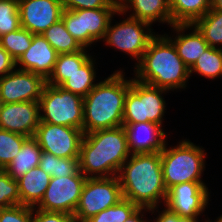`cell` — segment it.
I'll use <instances>...</instances> for the list:
<instances>
[{
  "label": "cell",
  "instance_id": "1",
  "mask_svg": "<svg viewBox=\"0 0 222 222\" xmlns=\"http://www.w3.org/2000/svg\"><path fill=\"white\" fill-rule=\"evenodd\" d=\"M122 196L138 207L148 208L152 214L158 203L166 201L161 152L131 154L117 175ZM162 199V200H161Z\"/></svg>",
  "mask_w": 222,
  "mask_h": 222
},
{
  "label": "cell",
  "instance_id": "2",
  "mask_svg": "<svg viewBox=\"0 0 222 222\" xmlns=\"http://www.w3.org/2000/svg\"><path fill=\"white\" fill-rule=\"evenodd\" d=\"M130 155L123 126L96 130L83 136L79 169L87 178L117 176Z\"/></svg>",
  "mask_w": 222,
  "mask_h": 222
},
{
  "label": "cell",
  "instance_id": "3",
  "mask_svg": "<svg viewBox=\"0 0 222 222\" xmlns=\"http://www.w3.org/2000/svg\"><path fill=\"white\" fill-rule=\"evenodd\" d=\"M135 79L165 90L185 88L189 67L179 57L174 44L164 35H156L136 63Z\"/></svg>",
  "mask_w": 222,
  "mask_h": 222
},
{
  "label": "cell",
  "instance_id": "4",
  "mask_svg": "<svg viewBox=\"0 0 222 222\" xmlns=\"http://www.w3.org/2000/svg\"><path fill=\"white\" fill-rule=\"evenodd\" d=\"M130 80H125L123 72L116 70L83 98V133L100 129H112L123 124L124 104Z\"/></svg>",
  "mask_w": 222,
  "mask_h": 222
},
{
  "label": "cell",
  "instance_id": "5",
  "mask_svg": "<svg viewBox=\"0 0 222 222\" xmlns=\"http://www.w3.org/2000/svg\"><path fill=\"white\" fill-rule=\"evenodd\" d=\"M161 151V166L167 191L185 182H203L202 172L205 169V153L203 148L189 140H182L174 148Z\"/></svg>",
  "mask_w": 222,
  "mask_h": 222
},
{
  "label": "cell",
  "instance_id": "6",
  "mask_svg": "<svg viewBox=\"0 0 222 222\" xmlns=\"http://www.w3.org/2000/svg\"><path fill=\"white\" fill-rule=\"evenodd\" d=\"M40 121L83 130V97L45 84L39 99ZM41 111L43 112L41 114Z\"/></svg>",
  "mask_w": 222,
  "mask_h": 222
},
{
  "label": "cell",
  "instance_id": "7",
  "mask_svg": "<svg viewBox=\"0 0 222 222\" xmlns=\"http://www.w3.org/2000/svg\"><path fill=\"white\" fill-rule=\"evenodd\" d=\"M168 90L130 80L124 104L123 123L152 122L162 126L165 113V99L162 94Z\"/></svg>",
  "mask_w": 222,
  "mask_h": 222
},
{
  "label": "cell",
  "instance_id": "8",
  "mask_svg": "<svg viewBox=\"0 0 222 222\" xmlns=\"http://www.w3.org/2000/svg\"><path fill=\"white\" fill-rule=\"evenodd\" d=\"M118 10L119 8L63 9L61 19L67 31L82 47L87 48L104 39L109 23Z\"/></svg>",
  "mask_w": 222,
  "mask_h": 222
},
{
  "label": "cell",
  "instance_id": "9",
  "mask_svg": "<svg viewBox=\"0 0 222 222\" xmlns=\"http://www.w3.org/2000/svg\"><path fill=\"white\" fill-rule=\"evenodd\" d=\"M123 199L117 176L87 178L73 215L74 222H86L91 217Z\"/></svg>",
  "mask_w": 222,
  "mask_h": 222
},
{
  "label": "cell",
  "instance_id": "10",
  "mask_svg": "<svg viewBox=\"0 0 222 222\" xmlns=\"http://www.w3.org/2000/svg\"><path fill=\"white\" fill-rule=\"evenodd\" d=\"M150 25L130 16L114 26H111L110 21L103 41L105 40L107 45L127 53L133 59L136 58L139 62L150 41L156 36L149 28Z\"/></svg>",
  "mask_w": 222,
  "mask_h": 222
},
{
  "label": "cell",
  "instance_id": "11",
  "mask_svg": "<svg viewBox=\"0 0 222 222\" xmlns=\"http://www.w3.org/2000/svg\"><path fill=\"white\" fill-rule=\"evenodd\" d=\"M87 177L79 171L71 177H51L37 209L74 215Z\"/></svg>",
  "mask_w": 222,
  "mask_h": 222
},
{
  "label": "cell",
  "instance_id": "12",
  "mask_svg": "<svg viewBox=\"0 0 222 222\" xmlns=\"http://www.w3.org/2000/svg\"><path fill=\"white\" fill-rule=\"evenodd\" d=\"M83 130L62 125L39 123L34 138L42 151L60 158L79 157Z\"/></svg>",
  "mask_w": 222,
  "mask_h": 222
},
{
  "label": "cell",
  "instance_id": "13",
  "mask_svg": "<svg viewBox=\"0 0 222 222\" xmlns=\"http://www.w3.org/2000/svg\"><path fill=\"white\" fill-rule=\"evenodd\" d=\"M209 191L203 182H185L167 191L165 207L178 216L199 218L206 209Z\"/></svg>",
  "mask_w": 222,
  "mask_h": 222
},
{
  "label": "cell",
  "instance_id": "14",
  "mask_svg": "<svg viewBox=\"0 0 222 222\" xmlns=\"http://www.w3.org/2000/svg\"><path fill=\"white\" fill-rule=\"evenodd\" d=\"M46 80L30 71L14 69L0 78L2 103L39 101Z\"/></svg>",
  "mask_w": 222,
  "mask_h": 222
},
{
  "label": "cell",
  "instance_id": "15",
  "mask_svg": "<svg viewBox=\"0 0 222 222\" xmlns=\"http://www.w3.org/2000/svg\"><path fill=\"white\" fill-rule=\"evenodd\" d=\"M20 25L33 34H42L61 19V0H18Z\"/></svg>",
  "mask_w": 222,
  "mask_h": 222
},
{
  "label": "cell",
  "instance_id": "16",
  "mask_svg": "<svg viewBox=\"0 0 222 222\" xmlns=\"http://www.w3.org/2000/svg\"><path fill=\"white\" fill-rule=\"evenodd\" d=\"M39 123V101L2 104L0 129L27 137H34Z\"/></svg>",
  "mask_w": 222,
  "mask_h": 222
},
{
  "label": "cell",
  "instance_id": "17",
  "mask_svg": "<svg viewBox=\"0 0 222 222\" xmlns=\"http://www.w3.org/2000/svg\"><path fill=\"white\" fill-rule=\"evenodd\" d=\"M130 154L161 152L166 143V133L160 124L152 122L123 123Z\"/></svg>",
  "mask_w": 222,
  "mask_h": 222
},
{
  "label": "cell",
  "instance_id": "18",
  "mask_svg": "<svg viewBox=\"0 0 222 222\" xmlns=\"http://www.w3.org/2000/svg\"><path fill=\"white\" fill-rule=\"evenodd\" d=\"M58 53L42 34H34L31 46L16 61L19 70L41 75L45 80L52 74Z\"/></svg>",
  "mask_w": 222,
  "mask_h": 222
},
{
  "label": "cell",
  "instance_id": "19",
  "mask_svg": "<svg viewBox=\"0 0 222 222\" xmlns=\"http://www.w3.org/2000/svg\"><path fill=\"white\" fill-rule=\"evenodd\" d=\"M118 15L124 14L132 8L130 17L153 24L156 20L172 25L169 0H118Z\"/></svg>",
  "mask_w": 222,
  "mask_h": 222
},
{
  "label": "cell",
  "instance_id": "20",
  "mask_svg": "<svg viewBox=\"0 0 222 222\" xmlns=\"http://www.w3.org/2000/svg\"><path fill=\"white\" fill-rule=\"evenodd\" d=\"M171 27L177 32V36L172 39L166 34V37L174 44L179 57L190 68L209 45L192 24H173ZM190 27L194 30L189 34H184L183 32Z\"/></svg>",
  "mask_w": 222,
  "mask_h": 222
},
{
  "label": "cell",
  "instance_id": "21",
  "mask_svg": "<svg viewBox=\"0 0 222 222\" xmlns=\"http://www.w3.org/2000/svg\"><path fill=\"white\" fill-rule=\"evenodd\" d=\"M50 179L51 176L41 169L40 166L29 170L17 179L20 205L37 207L49 186Z\"/></svg>",
  "mask_w": 222,
  "mask_h": 222
},
{
  "label": "cell",
  "instance_id": "22",
  "mask_svg": "<svg viewBox=\"0 0 222 222\" xmlns=\"http://www.w3.org/2000/svg\"><path fill=\"white\" fill-rule=\"evenodd\" d=\"M42 149L34 137H29L21 150L4 169L10 177L17 180L26 172L39 166Z\"/></svg>",
  "mask_w": 222,
  "mask_h": 222
},
{
  "label": "cell",
  "instance_id": "23",
  "mask_svg": "<svg viewBox=\"0 0 222 222\" xmlns=\"http://www.w3.org/2000/svg\"><path fill=\"white\" fill-rule=\"evenodd\" d=\"M87 48L73 53L59 54L52 74L46 80L49 85L60 86L70 75L78 71L92 56Z\"/></svg>",
  "mask_w": 222,
  "mask_h": 222
},
{
  "label": "cell",
  "instance_id": "24",
  "mask_svg": "<svg viewBox=\"0 0 222 222\" xmlns=\"http://www.w3.org/2000/svg\"><path fill=\"white\" fill-rule=\"evenodd\" d=\"M212 0H169L173 24H193L211 9Z\"/></svg>",
  "mask_w": 222,
  "mask_h": 222
},
{
  "label": "cell",
  "instance_id": "25",
  "mask_svg": "<svg viewBox=\"0 0 222 222\" xmlns=\"http://www.w3.org/2000/svg\"><path fill=\"white\" fill-rule=\"evenodd\" d=\"M93 58H90L78 71L70 75L60 87L68 92L78 94L83 98L96 86L95 65Z\"/></svg>",
  "mask_w": 222,
  "mask_h": 222
},
{
  "label": "cell",
  "instance_id": "26",
  "mask_svg": "<svg viewBox=\"0 0 222 222\" xmlns=\"http://www.w3.org/2000/svg\"><path fill=\"white\" fill-rule=\"evenodd\" d=\"M42 36L50 43L58 54L73 53L83 47L67 31L65 23L60 19L42 33Z\"/></svg>",
  "mask_w": 222,
  "mask_h": 222
},
{
  "label": "cell",
  "instance_id": "27",
  "mask_svg": "<svg viewBox=\"0 0 222 222\" xmlns=\"http://www.w3.org/2000/svg\"><path fill=\"white\" fill-rule=\"evenodd\" d=\"M39 166L51 177H71L76 175L79 169L78 157L60 158L51 153L42 151Z\"/></svg>",
  "mask_w": 222,
  "mask_h": 222
},
{
  "label": "cell",
  "instance_id": "28",
  "mask_svg": "<svg viewBox=\"0 0 222 222\" xmlns=\"http://www.w3.org/2000/svg\"><path fill=\"white\" fill-rule=\"evenodd\" d=\"M189 70L190 76L193 71L212 80L222 76V48L208 47Z\"/></svg>",
  "mask_w": 222,
  "mask_h": 222
},
{
  "label": "cell",
  "instance_id": "29",
  "mask_svg": "<svg viewBox=\"0 0 222 222\" xmlns=\"http://www.w3.org/2000/svg\"><path fill=\"white\" fill-rule=\"evenodd\" d=\"M192 25L203 35L209 47L217 48L216 44L222 45V11L210 9Z\"/></svg>",
  "mask_w": 222,
  "mask_h": 222
},
{
  "label": "cell",
  "instance_id": "30",
  "mask_svg": "<svg viewBox=\"0 0 222 222\" xmlns=\"http://www.w3.org/2000/svg\"><path fill=\"white\" fill-rule=\"evenodd\" d=\"M33 35L27 29L20 27L18 30L2 35L0 37V46L17 61L31 46Z\"/></svg>",
  "mask_w": 222,
  "mask_h": 222
},
{
  "label": "cell",
  "instance_id": "31",
  "mask_svg": "<svg viewBox=\"0 0 222 222\" xmlns=\"http://www.w3.org/2000/svg\"><path fill=\"white\" fill-rule=\"evenodd\" d=\"M29 137L0 129V170H4Z\"/></svg>",
  "mask_w": 222,
  "mask_h": 222
},
{
  "label": "cell",
  "instance_id": "32",
  "mask_svg": "<svg viewBox=\"0 0 222 222\" xmlns=\"http://www.w3.org/2000/svg\"><path fill=\"white\" fill-rule=\"evenodd\" d=\"M138 208L136 204L123 198L116 205L99 212L86 222H125Z\"/></svg>",
  "mask_w": 222,
  "mask_h": 222
},
{
  "label": "cell",
  "instance_id": "33",
  "mask_svg": "<svg viewBox=\"0 0 222 222\" xmlns=\"http://www.w3.org/2000/svg\"><path fill=\"white\" fill-rule=\"evenodd\" d=\"M20 27L18 0H0V37Z\"/></svg>",
  "mask_w": 222,
  "mask_h": 222
},
{
  "label": "cell",
  "instance_id": "34",
  "mask_svg": "<svg viewBox=\"0 0 222 222\" xmlns=\"http://www.w3.org/2000/svg\"><path fill=\"white\" fill-rule=\"evenodd\" d=\"M20 205L18 181L0 170V208Z\"/></svg>",
  "mask_w": 222,
  "mask_h": 222
},
{
  "label": "cell",
  "instance_id": "35",
  "mask_svg": "<svg viewBox=\"0 0 222 222\" xmlns=\"http://www.w3.org/2000/svg\"><path fill=\"white\" fill-rule=\"evenodd\" d=\"M33 207L14 205L0 208V222H32Z\"/></svg>",
  "mask_w": 222,
  "mask_h": 222
},
{
  "label": "cell",
  "instance_id": "36",
  "mask_svg": "<svg viewBox=\"0 0 222 222\" xmlns=\"http://www.w3.org/2000/svg\"><path fill=\"white\" fill-rule=\"evenodd\" d=\"M63 9L119 8L118 0H61Z\"/></svg>",
  "mask_w": 222,
  "mask_h": 222
},
{
  "label": "cell",
  "instance_id": "37",
  "mask_svg": "<svg viewBox=\"0 0 222 222\" xmlns=\"http://www.w3.org/2000/svg\"><path fill=\"white\" fill-rule=\"evenodd\" d=\"M32 222H74V217L64 212L44 211L34 207Z\"/></svg>",
  "mask_w": 222,
  "mask_h": 222
},
{
  "label": "cell",
  "instance_id": "38",
  "mask_svg": "<svg viewBox=\"0 0 222 222\" xmlns=\"http://www.w3.org/2000/svg\"><path fill=\"white\" fill-rule=\"evenodd\" d=\"M16 68V61L0 46V78Z\"/></svg>",
  "mask_w": 222,
  "mask_h": 222
},
{
  "label": "cell",
  "instance_id": "39",
  "mask_svg": "<svg viewBox=\"0 0 222 222\" xmlns=\"http://www.w3.org/2000/svg\"><path fill=\"white\" fill-rule=\"evenodd\" d=\"M155 219V222H198V219L178 216L167 208H165V210H163Z\"/></svg>",
  "mask_w": 222,
  "mask_h": 222
},
{
  "label": "cell",
  "instance_id": "40",
  "mask_svg": "<svg viewBox=\"0 0 222 222\" xmlns=\"http://www.w3.org/2000/svg\"><path fill=\"white\" fill-rule=\"evenodd\" d=\"M151 211L148 208L139 207L125 222H147L143 219L144 215L141 211ZM142 213V214H141ZM141 217V218H140ZM143 219V220H142Z\"/></svg>",
  "mask_w": 222,
  "mask_h": 222
},
{
  "label": "cell",
  "instance_id": "41",
  "mask_svg": "<svg viewBox=\"0 0 222 222\" xmlns=\"http://www.w3.org/2000/svg\"><path fill=\"white\" fill-rule=\"evenodd\" d=\"M211 9L222 11V0H212Z\"/></svg>",
  "mask_w": 222,
  "mask_h": 222
},
{
  "label": "cell",
  "instance_id": "42",
  "mask_svg": "<svg viewBox=\"0 0 222 222\" xmlns=\"http://www.w3.org/2000/svg\"><path fill=\"white\" fill-rule=\"evenodd\" d=\"M215 222H222V215L220 217L217 218V221Z\"/></svg>",
  "mask_w": 222,
  "mask_h": 222
},
{
  "label": "cell",
  "instance_id": "43",
  "mask_svg": "<svg viewBox=\"0 0 222 222\" xmlns=\"http://www.w3.org/2000/svg\"><path fill=\"white\" fill-rule=\"evenodd\" d=\"M2 100H1V98H0V110H1V107H2Z\"/></svg>",
  "mask_w": 222,
  "mask_h": 222
}]
</instances>
